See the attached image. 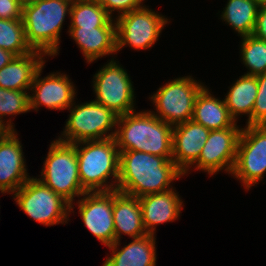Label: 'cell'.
<instances>
[{"label": "cell", "mask_w": 266, "mask_h": 266, "mask_svg": "<svg viewBox=\"0 0 266 266\" xmlns=\"http://www.w3.org/2000/svg\"><path fill=\"white\" fill-rule=\"evenodd\" d=\"M204 87L191 76L176 78L151 96L156 113L151 112L172 126L192 120L196 97Z\"/></svg>", "instance_id": "8"}, {"label": "cell", "mask_w": 266, "mask_h": 266, "mask_svg": "<svg viewBox=\"0 0 266 266\" xmlns=\"http://www.w3.org/2000/svg\"><path fill=\"white\" fill-rule=\"evenodd\" d=\"M116 128L114 139L119 152L142 151L172 160L173 126L150 110L120 115Z\"/></svg>", "instance_id": "2"}, {"label": "cell", "mask_w": 266, "mask_h": 266, "mask_svg": "<svg viewBox=\"0 0 266 266\" xmlns=\"http://www.w3.org/2000/svg\"><path fill=\"white\" fill-rule=\"evenodd\" d=\"M116 51L126 45L134 50L152 47L158 40L168 19L145 5L115 18Z\"/></svg>", "instance_id": "10"}, {"label": "cell", "mask_w": 266, "mask_h": 266, "mask_svg": "<svg viewBox=\"0 0 266 266\" xmlns=\"http://www.w3.org/2000/svg\"><path fill=\"white\" fill-rule=\"evenodd\" d=\"M0 48L10 51L16 56L33 51L26 42L22 19H0Z\"/></svg>", "instance_id": "26"}, {"label": "cell", "mask_w": 266, "mask_h": 266, "mask_svg": "<svg viewBox=\"0 0 266 266\" xmlns=\"http://www.w3.org/2000/svg\"><path fill=\"white\" fill-rule=\"evenodd\" d=\"M69 16L71 20L69 28L116 26L115 20L108 15L102 5L96 3L73 0Z\"/></svg>", "instance_id": "25"}, {"label": "cell", "mask_w": 266, "mask_h": 266, "mask_svg": "<svg viewBox=\"0 0 266 266\" xmlns=\"http://www.w3.org/2000/svg\"><path fill=\"white\" fill-rule=\"evenodd\" d=\"M259 6H266V0H254Z\"/></svg>", "instance_id": "36"}, {"label": "cell", "mask_w": 266, "mask_h": 266, "mask_svg": "<svg viewBox=\"0 0 266 266\" xmlns=\"http://www.w3.org/2000/svg\"><path fill=\"white\" fill-rule=\"evenodd\" d=\"M13 199L25 214L45 226L69 221L70 204L33 176L14 192Z\"/></svg>", "instance_id": "7"}, {"label": "cell", "mask_w": 266, "mask_h": 266, "mask_svg": "<svg viewBox=\"0 0 266 266\" xmlns=\"http://www.w3.org/2000/svg\"><path fill=\"white\" fill-rule=\"evenodd\" d=\"M68 110L70 115L66 121L65 130L58 140L75 144L82 141L104 140L115 136L119 115L113 110L94 100L78 105H75L74 102ZM112 128H114V132ZM109 131L112 132L109 133Z\"/></svg>", "instance_id": "6"}, {"label": "cell", "mask_w": 266, "mask_h": 266, "mask_svg": "<svg viewBox=\"0 0 266 266\" xmlns=\"http://www.w3.org/2000/svg\"><path fill=\"white\" fill-rule=\"evenodd\" d=\"M30 92L9 90L0 87V122L9 130L13 129L14 125L11 123V119L5 120L2 118L6 115H16L20 113H26L30 111Z\"/></svg>", "instance_id": "28"}, {"label": "cell", "mask_w": 266, "mask_h": 266, "mask_svg": "<svg viewBox=\"0 0 266 266\" xmlns=\"http://www.w3.org/2000/svg\"><path fill=\"white\" fill-rule=\"evenodd\" d=\"M258 92L251 117L246 125H266V73L256 76Z\"/></svg>", "instance_id": "29"}, {"label": "cell", "mask_w": 266, "mask_h": 266, "mask_svg": "<svg viewBox=\"0 0 266 266\" xmlns=\"http://www.w3.org/2000/svg\"><path fill=\"white\" fill-rule=\"evenodd\" d=\"M258 92L257 77L253 75H242L229 88L224 99L230 116L237 121L239 115L251 117Z\"/></svg>", "instance_id": "23"}, {"label": "cell", "mask_w": 266, "mask_h": 266, "mask_svg": "<svg viewBox=\"0 0 266 266\" xmlns=\"http://www.w3.org/2000/svg\"><path fill=\"white\" fill-rule=\"evenodd\" d=\"M144 0H104L102 7L108 15L113 18L112 12L117 11L118 16H122L127 12L143 7Z\"/></svg>", "instance_id": "30"}, {"label": "cell", "mask_w": 266, "mask_h": 266, "mask_svg": "<svg viewBox=\"0 0 266 266\" xmlns=\"http://www.w3.org/2000/svg\"><path fill=\"white\" fill-rule=\"evenodd\" d=\"M83 2H87V3H96V4H100L102 5L104 3V0H81Z\"/></svg>", "instance_id": "35"}, {"label": "cell", "mask_w": 266, "mask_h": 266, "mask_svg": "<svg viewBox=\"0 0 266 266\" xmlns=\"http://www.w3.org/2000/svg\"><path fill=\"white\" fill-rule=\"evenodd\" d=\"M78 200L79 214L85 227L109 247L115 243L113 219L114 190L107 192H85Z\"/></svg>", "instance_id": "13"}, {"label": "cell", "mask_w": 266, "mask_h": 266, "mask_svg": "<svg viewBox=\"0 0 266 266\" xmlns=\"http://www.w3.org/2000/svg\"><path fill=\"white\" fill-rule=\"evenodd\" d=\"M113 59L100 68L93 78L94 101L113 110L117 115L134 109V88L127 71Z\"/></svg>", "instance_id": "11"}, {"label": "cell", "mask_w": 266, "mask_h": 266, "mask_svg": "<svg viewBox=\"0 0 266 266\" xmlns=\"http://www.w3.org/2000/svg\"><path fill=\"white\" fill-rule=\"evenodd\" d=\"M16 131H8L0 139V191L12 194L29 178L22 144Z\"/></svg>", "instance_id": "15"}, {"label": "cell", "mask_w": 266, "mask_h": 266, "mask_svg": "<svg viewBox=\"0 0 266 266\" xmlns=\"http://www.w3.org/2000/svg\"><path fill=\"white\" fill-rule=\"evenodd\" d=\"M43 65L35 74L29 96L30 110L37 112L41 106L48 109L63 110L74 104L76 96L75 86L68 75L60 72L50 73L44 78H40Z\"/></svg>", "instance_id": "14"}, {"label": "cell", "mask_w": 266, "mask_h": 266, "mask_svg": "<svg viewBox=\"0 0 266 266\" xmlns=\"http://www.w3.org/2000/svg\"><path fill=\"white\" fill-rule=\"evenodd\" d=\"M259 7L254 0H228L221 17L240 37L253 35Z\"/></svg>", "instance_id": "24"}, {"label": "cell", "mask_w": 266, "mask_h": 266, "mask_svg": "<svg viewBox=\"0 0 266 266\" xmlns=\"http://www.w3.org/2000/svg\"><path fill=\"white\" fill-rule=\"evenodd\" d=\"M9 130L0 122V139L8 132Z\"/></svg>", "instance_id": "34"}, {"label": "cell", "mask_w": 266, "mask_h": 266, "mask_svg": "<svg viewBox=\"0 0 266 266\" xmlns=\"http://www.w3.org/2000/svg\"><path fill=\"white\" fill-rule=\"evenodd\" d=\"M45 56L44 53L36 50L29 54L15 56L10 63L0 69V87L29 91L36 72L45 64Z\"/></svg>", "instance_id": "18"}, {"label": "cell", "mask_w": 266, "mask_h": 266, "mask_svg": "<svg viewBox=\"0 0 266 266\" xmlns=\"http://www.w3.org/2000/svg\"><path fill=\"white\" fill-rule=\"evenodd\" d=\"M265 172L266 125H246L240 133L231 174L249 190L263 179Z\"/></svg>", "instance_id": "9"}, {"label": "cell", "mask_w": 266, "mask_h": 266, "mask_svg": "<svg viewBox=\"0 0 266 266\" xmlns=\"http://www.w3.org/2000/svg\"><path fill=\"white\" fill-rule=\"evenodd\" d=\"M73 0H44L23 4L22 20L27 44L46 56L59 52L60 32Z\"/></svg>", "instance_id": "3"}, {"label": "cell", "mask_w": 266, "mask_h": 266, "mask_svg": "<svg viewBox=\"0 0 266 266\" xmlns=\"http://www.w3.org/2000/svg\"><path fill=\"white\" fill-rule=\"evenodd\" d=\"M241 59L249 71L246 75L257 76L266 73V41L254 35L241 38Z\"/></svg>", "instance_id": "27"}, {"label": "cell", "mask_w": 266, "mask_h": 266, "mask_svg": "<svg viewBox=\"0 0 266 266\" xmlns=\"http://www.w3.org/2000/svg\"><path fill=\"white\" fill-rule=\"evenodd\" d=\"M16 55L0 48V69L10 63Z\"/></svg>", "instance_id": "33"}, {"label": "cell", "mask_w": 266, "mask_h": 266, "mask_svg": "<svg viewBox=\"0 0 266 266\" xmlns=\"http://www.w3.org/2000/svg\"><path fill=\"white\" fill-rule=\"evenodd\" d=\"M22 0H0V19H22Z\"/></svg>", "instance_id": "31"}, {"label": "cell", "mask_w": 266, "mask_h": 266, "mask_svg": "<svg viewBox=\"0 0 266 266\" xmlns=\"http://www.w3.org/2000/svg\"><path fill=\"white\" fill-rule=\"evenodd\" d=\"M46 156L38 180L65 199L72 212L74 197L81 198L86 192L79 178L75 144L56 139L52 141Z\"/></svg>", "instance_id": "5"}, {"label": "cell", "mask_w": 266, "mask_h": 266, "mask_svg": "<svg viewBox=\"0 0 266 266\" xmlns=\"http://www.w3.org/2000/svg\"><path fill=\"white\" fill-rule=\"evenodd\" d=\"M241 130L242 128L237 126V122L229 128L210 130L201 155L193 164L195 169L208 172L210 176L220 170L231 174L235 164Z\"/></svg>", "instance_id": "12"}, {"label": "cell", "mask_w": 266, "mask_h": 266, "mask_svg": "<svg viewBox=\"0 0 266 266\" xmlns=\"http://www.w3.org/2000/svg\"><path fill=\"white\" fill-rule=\"evenodd\" d=\"M68 33L78 44L88 63H92L103 56L117 53L116 26L69 28Z\"/></svg>", "instance_id": "19"}, {"label": "cell", "mask_w": 266, "mask_h": 266, "mask_svg": "<svg viewBox=\"0 0 266 266\" xmlns=\"http://www.w3.org/2000/svg\"><path fill=\"white\" fill-rule=\"evenodd\" d=\"M174 190L175 188L139 197L143 225L148 234L155 235L156 225L173 222L179 218L183 201Z\"/></svg>", "instance_id": "17"}, {"label": "cell", "mask_w": 266, "mask_h": 266, "mask_svg": "<svg viewBox=\"0 0 266 266\" xmlns=\"http://www.w3.org/2000/svg\"><path fill=\"white\" fill-rule=\"evenodd\" d=\"M23 4H28V3H33V2H38V1H44V0H22Z\"/></svg>", "instance_id": "37"}, {"label": "cell", "mask_w": 266, "mask_h": 266, "mask_svg": "<svg viewBox=\"0 0 266 266\" xmlns=\"http://www.w3.org/2000/svg\"><path fill=\"white\" fill-rule=\"evenodd\" d=\"M113 219L115 242L121 235L139 238L148 234L143 225L142 210L139 198L114 190Z\"/></svg>", "instance_id": "20"}, {"label": "cell", "mask_w": 266, "mask_h": 266, "mask_svg": "<svg viewBox=\"0 0 266 266\" xmlns=\"http://www.w3.org/2000/svg\"><path fill=\"white\" fill-rule=\"evenodd\" d=\"M192 120L209 130L229 128L236 123L225 101L214 97L206 87L196 97Z\"/></svg>", "instance_id": "22"}, {"label": "cell", "mask_w": 266, "mask_h": 266, "mask_svg": "<svg viewBox=\"0 0 266 266\" xmlns=\"http://www.w3.org/2000/svg\"><path fill=\"white\" fill-rule=\"evenodd\" d=\"M184 173L173 160L142 151L119 152L117 190L137 198L173 189L170 185Z\"/></svg>", "instance_id": "1"}, {"label": "cell", "mask_w": 266, "mask_h": 266, "mask_svg": "<svg viewBox=\"0 0 266 266\" xmlns=\"http://www.w3.org/2000/svg\"><path fill=\"white\" fill-rule=\"evenodd\" d=\"M75 149L79 178L82 188L86 192L117 190L119 150L114 137L78 142L75 143ZM110 177L113 178L111 183L108 182Z\"/></svg>", "instance_id": "4"}, {"label": "cell", "mask_w": 266, "mask_h": 266, "mask_svg": "<svg viewBox=\"0 0 266 266\" xmlns=\"http://www.w3.org/2000/svg\"><path fill=\"white\" fill-rule=\"evenodd\" d=\"M156 238L146 234L139 238H133L132 242L118 249L120 241L108 248L112 250V256L106 257L102 266H156Z\"/></svg>", "instance_id": "21"}, {"label": "cell", "mask_w": 266, "mask_h": 266, "mask_svg": "<svg viewBox=\"0 0 266 266\" xmlns=\"http://www.w3.org/2000/svg\"><path fill=\"white\" fill-rule=\"evenodd\" d=\"M253 35L266 41V6H260Z\"/></svg>", "instance_id": "32"}, {"label": "cell", "mask_w": 266, "mask_h": 266, "mask_svg": "<svg viewBox=\"0 0 266 266\" xmlns=\"http://www.w3.org/2000/svg\"><path fill=\"white\" fill-rule=\"evenodd\" d=\"M210 130L193 120L173 126L172 160L186 175L199 159Z\"/></svg>", "instance_id": "16"}]
</instances>
